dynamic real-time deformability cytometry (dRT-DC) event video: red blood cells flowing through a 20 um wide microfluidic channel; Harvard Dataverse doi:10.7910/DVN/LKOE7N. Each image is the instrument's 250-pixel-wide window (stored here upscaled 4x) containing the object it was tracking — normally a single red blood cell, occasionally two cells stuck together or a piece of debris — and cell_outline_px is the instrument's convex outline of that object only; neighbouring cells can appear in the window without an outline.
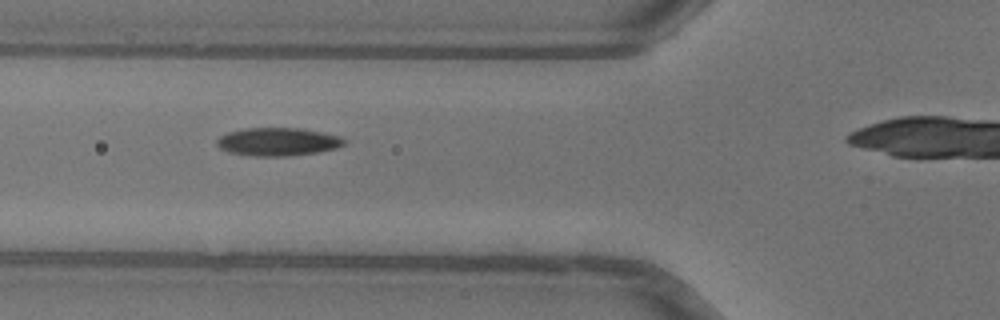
{"species": "common noctule bat (a hibernating species)", "species_latin": "Nyctalus noctula", "temperature_condition": "warm", "stored_images_in_passage": 34, "camera_frame_rate_fps": 3000, "um_per_image_px": 0.085, "animal": {"sex": "female"}, "frame": {"image": 1, "passage_image": 11, "time_ms": 3.333, "image_size_px": [1000, 320], "cell_outline_px": [[344, 144], [336, 148], [320, 152], [284, 156], [256, 156], [232, 152], [220, 148], [216, 144], [216, 140], [220, 136], [228, 132], [244, 128], [300, 128], [340, 136], [344, 140]], "centroid_in_image_um": [23.61, 12.04], "position_along_channel_um": 102.2, "area_um2": 20.63}}
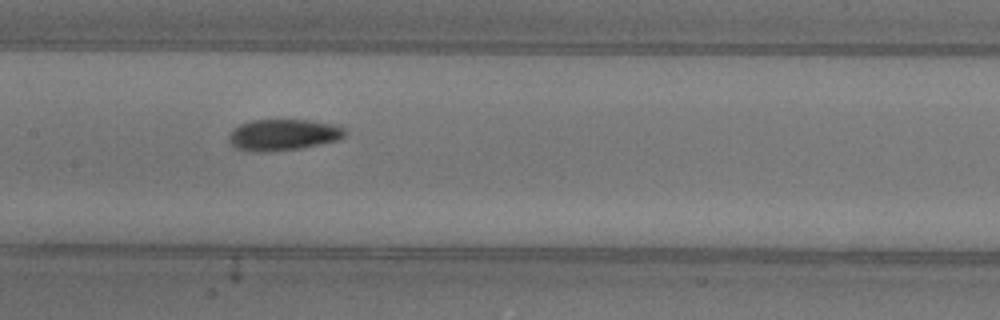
{"frame": {"image": 2, "passage_image": 17, "time_ms": 5.333, "image_size_px": [1000, 320], "cell_outline_px": [[348, 132], [344, 136], [336, 140], [320, 144], [300, 148], [236, 148], [228, 140], [228, 136], [240, 124], [252, 120], [308, 120], [332, 124], [344, 128]], "centroid_in_image_um": [24.15, 11.39], "position_along_channel_um": 183.2, "area_um2": 19.88}}
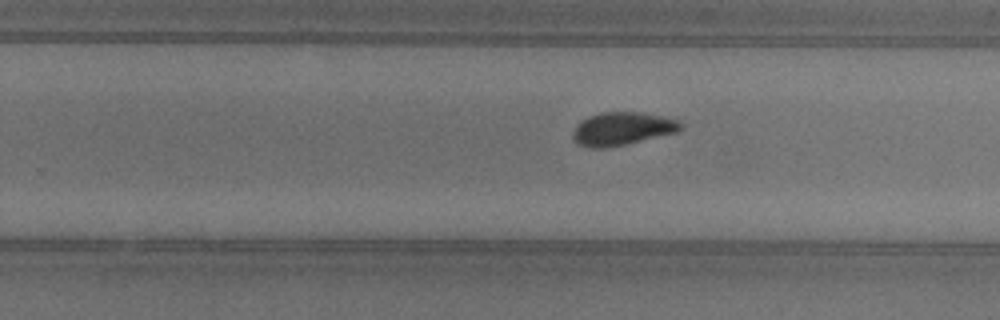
{"frame": {"image": 3, "passage_image": 24, "time_ms": 7.667, "image_size_px": [1000, 320], "cell_outline_px": [[684, 124], [676, 132], [624, 144], [604, 148], [592, 148], [576, 144], [572, 136], [572, 132], [576, 124], [580, 120], [588, 116], [600, 112], [636, 112], [660, 116], [680, 120]], "centroid_in_image_um": [52.82, 10.93], "position_along_channel_um": 277.0, "area_um2": 20.69}}